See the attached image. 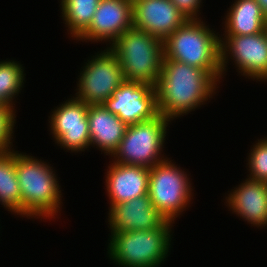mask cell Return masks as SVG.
Listing matches in <instances>:
<instances>
[{
	"label": "cell",
	"mask_w": 267,
	"mask_h": 267,
	"mask_svg": "<svg viewBox=\"0 0 267 267\" xmlns=\"http://www.w3.org/2000/svg\"><path fill=\"white\" fill-rule=\"evenodd\" d=\"M62 19L71 37L78 38L90 26L100 0H61Z\"/></svg>",
	"instance_id": "ffe728a7"
},
{
	"label": "cell",
	"mask_w": 267,
	"mask_h": 267,
	"mask_svg": "<svg viewBox=\"0 0 267 267\" xmlns=\"http://www.w3.org/2000/svg\"><path fill=\"white\" fill-rule=\"evenodd\" d=\"M220 39L201 19H188L164 40V58L205 69L220 83Z\"/></svg>",
	"instance_id": "3957f363"
},
{
	"label": "cell",
	"mask_w": 267,
	"mask_h": 267,
	"mask_svg": "<svg viewBox=\"0 0 267 267\" xmlns=\"http://www.w3.org/2000/svg\"><path fill=\"white\" fill-rule=\"evenodd\" d=\"M221 41V72L226 71L228 57L232 59L242 76L258 81L267 80V35L264 32L251 35H225Z\"/></svg>",
	"instance_id": "9c48e42d"
},
{
	"label": "cell",
	"mask_w": 267,
	"mask_h": 267,
	"mask_svg": "<svg viewBox=\"0 0 267 267\" xmlns=\"http://www.w3.org/2000/svg\"><path fill=\"white\" fill-rule=\"evenodd\" d=\"M117 57L125 80L156 85L164 58V41L131 28L108 47Z\"/></svg>",
	"instance_id": "277c9868"
},
{
	"label": "cell",
	"mask_w": 267,
	"mask_h": 267,
	"mask_svg": "<svg viewBox=\"0 0 267 267\" xmlns=\"http://www.w3.org/2000/svg\"><path fill=\"white\" fill-rule=\"evenodd\" d=\"M108 215L111 234L163 228L169 222L154 207L148 194L113 205Z\"/></svg>",
	"instance_id": "5bb4252c"
},
{
	"label": "cell",
	"mask_w": 267,
	"mask_h": 267,
	"mask_svg": "<svg viewBox=\"0 0 267 267\" xmlns=\"http://www.w3.org/2000/svg\"><path fill=\"white\" fill-rule=\"evenodd\" d=\"M265 33H266V35H267V23H266V25H265Z\"/></svg>",
	"instance_id": "4316f807"
},
{
	"label": "cell",
	"mask_w": 267,
	"mask_h": 267,
	"mask_svg": "<svg viewBox=\"0 0 267 267\" xmlns=\"http://www.w3.org/2000/svg\"><path fill=\"white\" fill-rule=\"evenodd\" d=\"M256 1L260 4L263 13L267 16V0H256Z\"/></svg>",
	"instance_id": "d4e9b609"
},
{
	"label": "cell",
	"mask_w": 267,
	"mask_h": 267,
	"mask_svg": "<svg viewBox=\"0 0 267 267\" xmlns=\"http://www.w3.org/2000/svg\"><path fill=\"white\" fill-rule=\"evenodd\" d=\"M87 62L80 72L75 98L87 105H100L125 81L124 73L108 47Z\"/></svg>",
	"instance_id": "ba28073f"
},
{
	"label": "cell",
	"mask_w": 267,
	"mask_h": 267,
	"mask_svg": "<svg viewBox=\"0 0 267 267\" xmlns=\"http://www.w3.org/2000/svg\"><path fill=\"white\" fill-rule=\"evenodd\" d=\"M217 84L205 69L163 58L155 85L158 112L170 121L187 115L212 98Z\"/></svg>",
	"instance_id": "6da1fadb"
},
{
	"label": "cell",
	"mask_w": 267,
	"mask_h": 267,
	"mask_svg": "<svg viewBox=\"0 0 267 267\" xmlns=\"http://www.w3.org/2000/svg\"><path fill=\"white\" fill-rule=\"evenodd\" d=\"M88 106L72 97L52 111L49 127L55 143L61 148L77 153L90 146Z\"/></svg>",
	"instance_id": "8fae6325"
},
{
	"label": "cell",
	"mask_w": 267,
	"mask_h": 267,
	"mask_svg": "<svg viewBox=\"0 0 267 267\" xmlns=\"http://www.w3.org/2000/svg\"><path fill=\"white\" fill-rule=\"evenodd\" d=\"M187 20L170 0H140L133 4L132 28L163 41Z\"/></svg>",
	"instance_id": "4fadbf2b"
},
{
	"label": "cell",
	"mask_w": 267,
	"mask_h": 267,
	"mask_svg": "<svg viewBox=\"0 0 267 267\" xmlns=\"http://www.w3.org/2000/svg\"><path fill=\"white\" fill-rule=\"evenodd\" d=\"M102 105L126 125L141 123L159 114L155 86L140 81L125 80Z\"/></svg>",
	"instance_id": "30bf717a"
},
{
	"label": "cell",
	"mask_w": 267,
	"mask_h": 267,
	"mask_svg": "<svg viewBox=\"0 0 267 267\" xmlns=\"http://www.w3.org/2000/svg\"><path fill=\"white\" fill-rule=\"evenodd\" d=\"M90 145L98 147L106 155H112L123 139L127 125L109 112L102 104L89 105Z\"/></svg>",
	"instance_id": "e0dca14e"
},
{
	"label": "cell",
	"mask_w": 267,
	"mask_h": 267,
	"mask_svg": "<svg viewBox=\"0 0 267 267\" xmlns=\"http://www.w3.org/2000/svg\"><path fill=\"white\" fill-rule=\"evenodd\" d=\"M132 4H135L136 2L140 1V0H129Z\"/></svg>",
	"instance_id": "484cf974"
},
{
	"label": "cell",
	"mask_w": 267,
	"mask_h": 267,
	"mask_svg": "<svg viewBox=\"0 0 267 267\" xmlns=\"http://www.w3.org/2000/svg\"><path fill=\"white\" fill-rule=\"evenodd\" d=\"M169 160L167 158L149 169L148 196L167 221L174 223L190 205L193 189L186 172Z\"/></svg>",
	"instance_id": "52a82bcc"
},
{
	"label": "cell",
	"mask_w": 267,
	"mask_h": 267,
	"mask_svg": "<svg viewBox=\"0 0 267 267\" xmlns=\"http://www.w3.org/2000/svg\"><path fill=\"white\" fill-rule=\"evenodd\" d=\"M15 169L21 189V216L54 218L61 211V188L52 167L15 151Z\"/></svg>",
	"instance_id": "7a4b0ae2"
},
{
	"label": "cell",
	"mask_w": 267,
	"mask_h": 267,
	"mask_svg": "<svg viewBox=\"0 0 267 267\" xmlns=\"http://www.w3.org/2000/svg\"><path fill=\"white\" fill-rule=\"evenodd\" d=\"M187 19H199L202 0H170Z\"/></svg>",
	"instance_id": "cb8c5ba5"
},
{
	"label": "cell",
	"mask_w": 267,
	"mask_h": 267,
	"mask_svg": "<svg viewBox=\"0 0 267 267\" xmlns=\"http://www.w3.org/2000/svg\"><path fill=\"white\" fill-rule=\"evenodd\" d=\"M133 4L129 0H100L88 29L78 38L112 44L132 28Z\"/></svg>",
	"instance_id": "7c38bea8"
},
{
	"label": "cell",
	"mask_w": 267,
	"mask_h": 267,
	"mask_svg": "<svg viewBox=\"0 0 267 267\" xmlns=\"http://www.w3.org/2000/svg\"><path fill=\"white\" fill-rule=\"evenodd\" d=\"M109 165L105 182L110 208L148 194L149 168L116 162Z\"/></svg>",
	"instance_id": "9a60e30c"
},
{
	"label": "cell",
	"mask_w": 267,
	"mask_h": 267,
	"mask_svg": "<svg viewBox=\"0 0 267 267\" xmlns=\"http://www.w3.org/2000/svg\"><path fill=\"white\" fill-rule=\"evenodd\" d=\"M171 122L162 114L141 123L127 125L123 139L111 157L118 164L151 168L167 159L162 156L167 126Z\"/></svg>",
	"instance_id": "8992f818"
},
{
	"label": "cell",
	"mask_w": 267,
	"mask_h": 267,
	"mask_svg": "<svg viewBox=\"0 0 267 267\" xmlns=\"http://www.w3.org/2000/svg\"><path fill=\"white\" fill-rule=\"evenodd\" d=\"M225 18V35L258 34L265 31L267 23L256 0H235Z\"/></svg>",
	"instance_id": "ac0fdd59"
},
{
	"label": "cell",
	"mask_w": 267,
	"mask_h": 267,
	"mask_svg": "<svg viewBox=\"0 0 267 267\" xmlns=\"http://www.w3.org/2000/svg\"><path fill=\"white\" fill-rule=\"evenodd\" d=\"M232 191L226 197L229 209L251 225L267 226V183L247 178Z\"/></svg>",
	"instance_id": "2e32d148"
},
{
	"label": "cell",
	"mask_w": 267,
	"mask_h": 267,
	"mask_svg": "<svg viewBox=\"0 0 267 267\" xmlns=\"http://www.w3.org/2000/svg\"><path fill=\"white\" fill-rule=\"evenodd\" d=\"M15 150L0 153V203L21 215V189L15 169Z\"/></svg>",
	"instance_id": "d6986e66"
},
{
	"label": "cell",
	"mask_w": 267,
	"mask_h": 267,
	"mask_svg": "<svg viewBox=\"0 0 267 267\" xmlns=\"http://www.w3.org/2000/svg\"><path fill=\"white\" fill-rule=\"evenodd\" d=\"M15 112V108L0 104V153L13 150L11 141L16 124Z\"/></svg>",
	"instance_id": "603a6c76"
},
{
	"label": "cell",
	"mask_w": 267,
	"mask_h": 267,
	"mask_svg": "<svg viewBox=\"0 0 267 267\" xmlns=\"http://www.w3.org/2000/svg\"><path fill=\"white\" fill-rule=\"evenodd\" d=\"M247 166L250 179L267 183V137H264L263 140L258 139V142L253 145L248 156Z\"/></svg>",
	"instance_id": "7402d4cb"
},
{
	"label": "cell",
	"mask_w": 267,
	"mask_h": 267,
	"mask_svg": "<svg viewBox=\"0 0 267 267\" xmlns=\"http://www.w3.org/2000/svg\"><path fill=\"white\" fill-rule=\"evenodd\" d=\"M114 232L108 245V255L116 265L123 267H159L171 247V228Z\"/></svg>",
	"instance_id": "5b68a950"
},
{
	"label": "cell",
	"mask_w": 267,
	"mask_h": 267,
	"mask_svg": "<svg viewBox=\"0 0 267 267\" xmlns=\"http://www.w3.org/2000/svg\"><path fill=\"white\" fill-rule=\"evenodd\" d=\"M24 69L17 61H0V103L14 108L13 100L24 84Z\"/></svg>",
	"instance_id": "44dd1931"
}]
</instances>
